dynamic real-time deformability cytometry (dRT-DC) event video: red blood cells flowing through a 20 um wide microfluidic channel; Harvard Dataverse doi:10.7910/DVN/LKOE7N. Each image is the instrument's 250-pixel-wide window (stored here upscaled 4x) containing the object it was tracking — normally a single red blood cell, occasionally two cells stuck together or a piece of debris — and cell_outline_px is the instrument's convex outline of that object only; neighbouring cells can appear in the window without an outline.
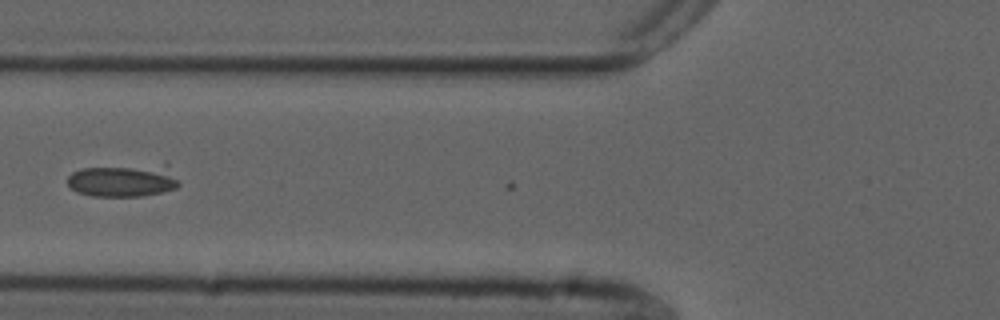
{"species": "common noctule bat (a hibernating species)", "species_latin": "Nyctalus noctula", "temperature_condition": "cold", "stored_images_in_passage": 8, "camera_frame_rate_fps": 3000, "um_per_image_px": 0.085, "animal": {"sex": "male", "forearm_length_mm": 52.5}, "frame": {"image": 1, "passage_image": 7, "time_ms": 2.0, "image_size_px": [1000, 320], "cell_outline_px": [[180, 184], [176, 188], [164, 192], [140, 196], [92, 196], [76, 192], [68, 184], [68, 176], [72, 172], [84, 168], [164, 164], [168, 164]], "centroid_in_image_um": [10.51, 15.34], "position_along_channel_um": 115.3, "area_um2": 21.21}}